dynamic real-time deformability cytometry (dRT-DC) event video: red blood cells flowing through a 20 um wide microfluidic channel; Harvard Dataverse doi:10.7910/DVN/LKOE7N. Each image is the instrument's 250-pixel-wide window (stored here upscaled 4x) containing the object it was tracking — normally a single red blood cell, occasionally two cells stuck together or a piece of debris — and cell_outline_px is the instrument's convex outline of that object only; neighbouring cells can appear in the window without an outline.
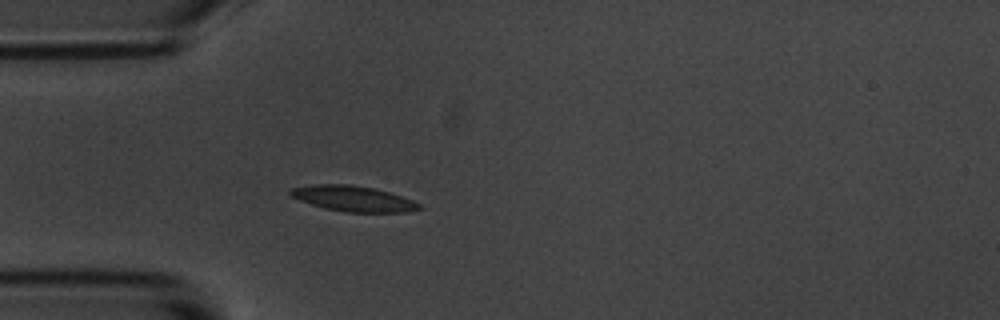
{"species": "common noctule bat (a hibernating species)", "species_latin": "Nyctalus noctula", "temperature_condition": "room temperature", "stored_images_in_passage": 5, "camera_frame_rate_fps": 3000, "um_per_image_px": 0.085, "animal": {"sex": "male", "body_mass_g": 20.1, "forearm_length_mm": 53.5}, "frame": {"image": 1, "passage_image": 5, "time_ms": 4.667, "image_size_px": [1000, 320], "cell_outline_px": [[424, 208], [408, 212], [344, 212], [324, 208], [288, 196], [288, 188], [316, 184], [348, 184], [372, 188], [388, 192], [412, 200], [420, 204]], "centroid_in_image_um": [29.98, 16.88], "position_along_channel_um": 55.0, "area_um2": 19.19}}